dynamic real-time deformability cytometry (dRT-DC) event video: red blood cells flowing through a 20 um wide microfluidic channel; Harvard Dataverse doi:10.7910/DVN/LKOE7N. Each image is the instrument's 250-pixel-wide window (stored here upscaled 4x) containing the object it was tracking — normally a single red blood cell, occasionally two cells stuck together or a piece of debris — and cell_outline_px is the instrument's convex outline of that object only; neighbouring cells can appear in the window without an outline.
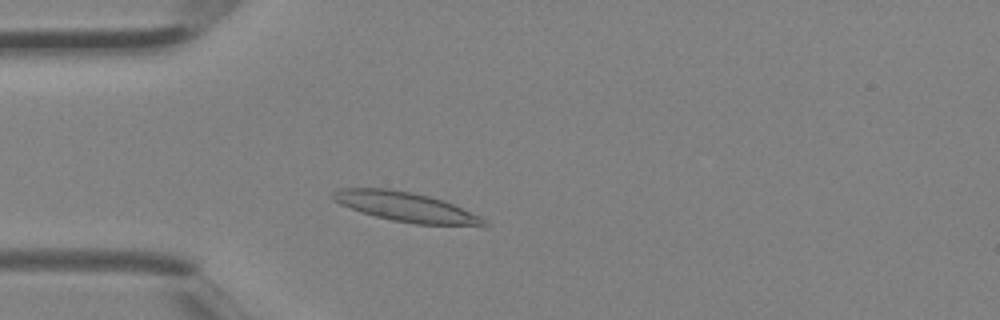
{"species": "Egyptian fruit bat (a non-hibernating species)", "species_latin": "Rousettus aegyptiacus", "temperature_condition": "room temperature", "stored_images_in_passage": 2, "camera_frame_rate_fps": 3000, "um_per_image_px": 0.085, "animal": {"sex": "female"}, "frame": {"image": 1, "passage_image": 2, "time_ms": 0.333, "image_size_px": [1000, 320], "cell_outline_px": [[488, 228], [484, 228], [416, 224], [392, 220], [360, 212], [340, 204], [332, 196], [332, 192], [340, 188], [388, 188], [412, 192], [444, 200], [480, 216], [488, 224]], "centroid_in_image_um": [34.61, 17.62], "position_along_channel_um": 50.4, "area_um2": 26.41}}